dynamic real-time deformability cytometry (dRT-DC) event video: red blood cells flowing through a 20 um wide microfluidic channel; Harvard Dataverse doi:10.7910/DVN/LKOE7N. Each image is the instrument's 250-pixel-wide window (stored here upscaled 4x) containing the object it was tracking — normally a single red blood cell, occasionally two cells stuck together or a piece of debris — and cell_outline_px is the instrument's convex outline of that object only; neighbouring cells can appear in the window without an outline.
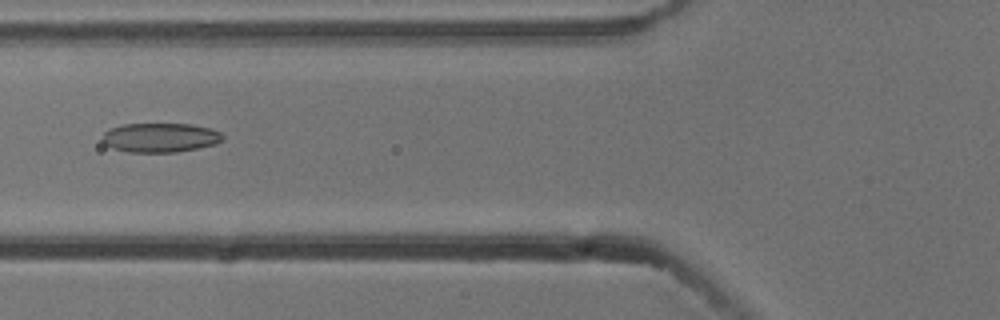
{"species": "common noctule bat (a hibernating species)", "species_latin": "Nyctalus noctula", "temperature_condition": "cold", "stored_images_in_passage": 6, "camera_frame_rate_fps": 3000, "um_per_image_px": 0.085, "animal": {"sex": "male", "body_mass_g": 13.3}, "frame": {"image": 1, "passage_image": 6, "time_ms": 1.667, "image_size_px": [1000, 320], "cell_outline_px": [[224, 140], [216, 144], [176, 152], [128, 152], [112, 148], [104, 144], [104, 132], [108, 128], [124, 124], [192, 124], [212, 128], [220, 132], [224, 136]], "centroid_in_image_um": [13.64, 11.69], "position_along_channel_um": 112.2, "area_um2": 20.63}}